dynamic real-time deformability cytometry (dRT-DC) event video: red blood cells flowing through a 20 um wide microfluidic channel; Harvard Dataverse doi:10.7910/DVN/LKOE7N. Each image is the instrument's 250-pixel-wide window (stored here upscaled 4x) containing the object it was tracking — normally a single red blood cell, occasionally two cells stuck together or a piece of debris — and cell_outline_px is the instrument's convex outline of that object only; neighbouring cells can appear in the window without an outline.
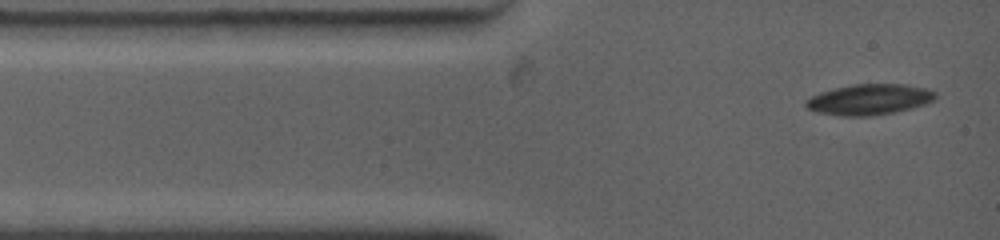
{"species": "common noctule bat (a hibernating species)", "species_latin": "Nyctalus noctula", "temperature_condition": "warm", "stored_images_in_passage": 6, "camera_frame_rate_fps": 4500, "um_per_image_px": 0.085, "animal": {"sex": "female", "body_mass_g": 19.0, "forearm_length_mm": 53.3}, "frame": {"image": 1, "passage_image": 1, "time_ms": 0.0, "image_size_px": [1000, 240], "cell_outline_px": [[936, 96], [932, 100], [924, 104], [912, 108], [892, 112], [868, 116], [844, 116], [816, 112], [808, 108], [804, 104], [804, 100], [820, 92], [852, 84], [904, 84], [924, 88], [936, 92]], "centroid_in_image_um": [73.85, 8.45], "position_along_channel_um": 11.1, "area_um2": 22.95}}
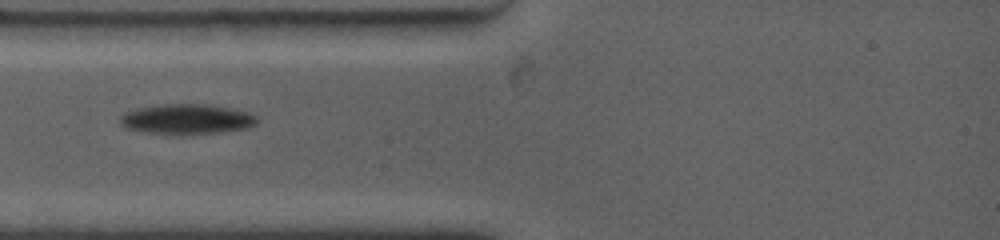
{"frame": {"image": 2, "passage_image": 4, "time_ms": 2.444, "image_size_px": [1000, 240], "cell_outline_px": [[256, 124], [248, 128], [216, 132], [148, 132], [128, 128], [120, 124], [120, 116], [124, 112], [140, 108], [164, 104], [208, 104], [248, 112], [256, 116]], "centroid_in_image_um": [15.88, 10.09], "position_along_channel_um": 69.1, "area_um2": 23.0}}